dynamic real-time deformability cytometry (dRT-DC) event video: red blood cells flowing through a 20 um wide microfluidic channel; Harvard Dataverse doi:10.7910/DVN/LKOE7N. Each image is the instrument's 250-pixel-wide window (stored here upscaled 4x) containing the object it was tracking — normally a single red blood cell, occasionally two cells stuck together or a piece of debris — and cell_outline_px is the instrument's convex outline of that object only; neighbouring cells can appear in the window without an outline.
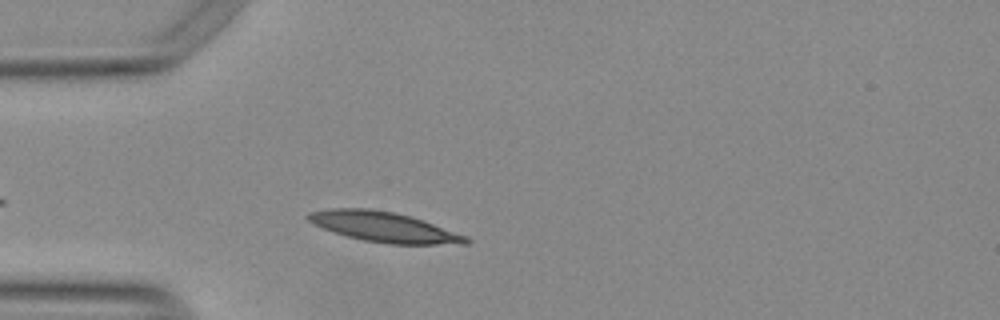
{"species": "Egyptian fruit bat (a non-hibernating species)", "species_latin": "Rousettus aegyptiacus", "temperature_condition": "warm", "stored_images_in_passage": 41, "camera_frame_rate_fps": 3000, "um_per_image_px": 0.085, "animal": {"sex": "female"}, "frame": {"image": 1, "passage_image": 5, "time_ms": 1.333, "image_size_px": [1000, 320], "cell_outline_px": [[472, 240], [468, 244], [388, 244], [364, 240], [344, 236], [324, 228], [308, 220], [304, 216], [312, 212], [332, 208], [368, 208], [392, 212], [412, 216], [468, 236]], "centroid_in_image_um": [32.69, 19.3], "position_along_channel_um": 52.3, "area_um2": 27.63}}
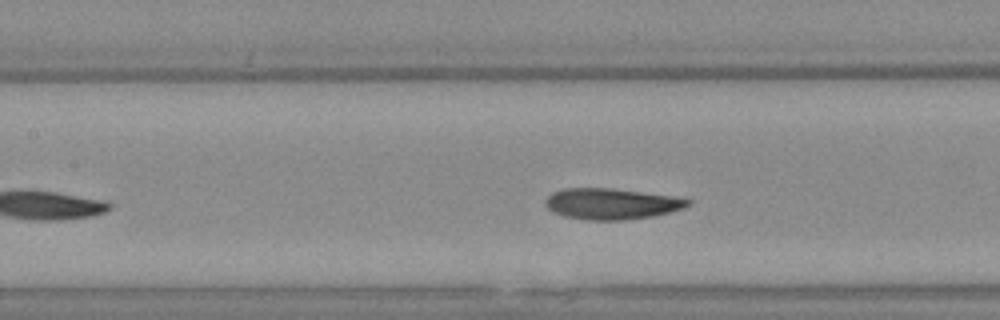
{"frame": {"image": 2, "passage_image": 14, "time_ms": 4.333, "image_size_px": [1000, 320], "cell_outline_px": [[692, 204], [684, 208], [652, 216], [624, 220], [584, 220], [564, 216], [552, 212], [544, 204], [544, 200], [552, 192], [564, 188], [608, 188], [672, 196], [692, 200]], "centroid_in_image_um": [51.93, 17.33], "position_along_channel_um": 155.5, "area_um2": 25.72}}
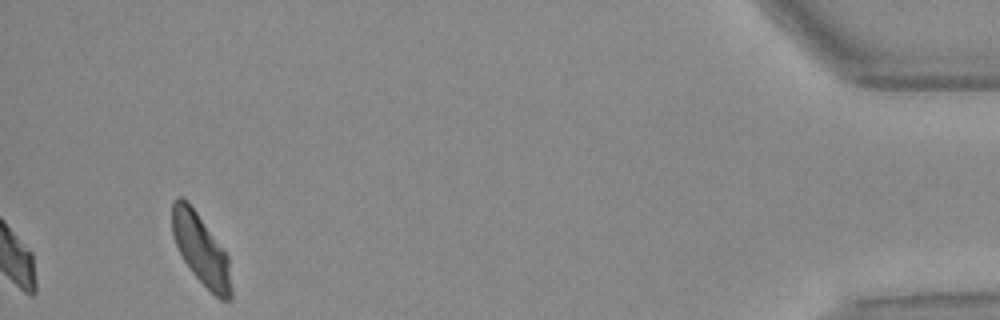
{"frame": {"image": 3, "passage_image": 41, "time_ms": 13.333, "image_size_px": [1000, 320], "cell_outline_px": [[232, 300], [220, 300], [192, 272], [184, 260], [172, 236], [172, 200], [176, 196], [180, 196], [188, 200], [228, 256], [232, 292]], "centroid_in_image_um": [17.07, 21.18], "position_along_channel_um": 418.1, "area_um2": 24.1}, "authors_computed_cell_mechanics": {"area_um2": 25.721, "velocity_mm_per_s": 3.7563, "shape_relaxation_time_tau1_ms": 3.7878, "shape_relaxation_time_tau2_ms": 3.9415, "deformation_change_tau1": 0.1429, "deformation_change_tau2": 0.0862}}